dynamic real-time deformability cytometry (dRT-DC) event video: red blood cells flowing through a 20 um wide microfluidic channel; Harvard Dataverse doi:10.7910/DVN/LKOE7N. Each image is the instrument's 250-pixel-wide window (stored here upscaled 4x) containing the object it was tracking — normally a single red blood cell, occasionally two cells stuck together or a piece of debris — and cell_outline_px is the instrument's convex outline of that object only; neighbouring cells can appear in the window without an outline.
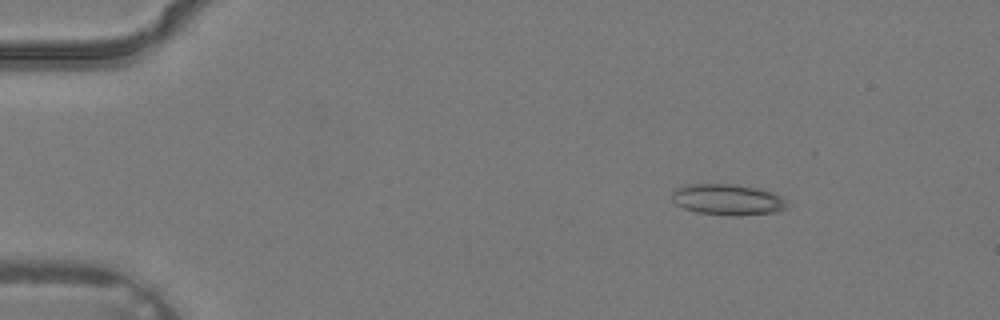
{"species": "common noctule bat (a hibernating species)", "species_latin": "Nyctalus noctula", "temperature_condition": "warm", "stored_images_in_passage": 3, "camera_frame_rate_fps": 3000, "um_per_image_px": 0.085, "animal": {"sex": "male", "body_mass_g": 19.2, "forearm_length_mm": 51.8}, "frame": {"image": 1, "passage_image": 2, "time_ms": 0.333, "image_size_px": [1000, 320], "cell_outline_px": [[788, 208], [776, 212], [736, 216], [732, 216], [696, 212], [684, 208], [676, 204], [672, 200], [672, 192], [676, 188], [688, 184], [736, 184], [756, 188], [772, 192], [788, 200]], "centroid_in_image_um": [61.87, 16.97], "position_along_channel_um": 23.1, "area_um2": 20.98}}